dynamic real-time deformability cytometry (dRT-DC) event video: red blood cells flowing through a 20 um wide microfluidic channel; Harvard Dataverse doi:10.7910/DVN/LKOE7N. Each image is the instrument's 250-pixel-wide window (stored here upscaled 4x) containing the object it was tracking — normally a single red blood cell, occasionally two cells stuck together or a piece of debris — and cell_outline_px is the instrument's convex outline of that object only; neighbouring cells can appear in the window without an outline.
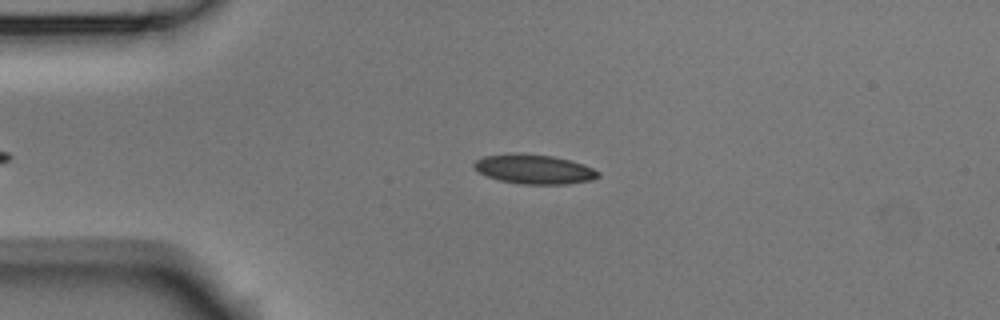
{"species": "Egyptian fruit bat (a non-hibernating species)", "species_latin": "Rousettus aegyptiacus", "temperature_condition": "room temperature", "stored_images_in_passage": 1, "camera_frame_rate_fps": 3000, "um_per_image_px": 0.085, "animal": {"sex": "male"}, "frame": {"image": 1, "passage_image": 1, "time_ms": 0.0, "image_size_px": [1000, 320], "cell_outline_px": [[600, 176], [592, 180], [568, 184], [524, 184], [500, 180], [488, 176], [480, 172], [472, 164], [476, 160], [484, 156], [552, 156], [568, 160], [592, 168], [600, 172]], "centroid_in_image_um": [45.47, 14.44], "position_along_channel_um": 39.5, "area_um2": 20.11}}